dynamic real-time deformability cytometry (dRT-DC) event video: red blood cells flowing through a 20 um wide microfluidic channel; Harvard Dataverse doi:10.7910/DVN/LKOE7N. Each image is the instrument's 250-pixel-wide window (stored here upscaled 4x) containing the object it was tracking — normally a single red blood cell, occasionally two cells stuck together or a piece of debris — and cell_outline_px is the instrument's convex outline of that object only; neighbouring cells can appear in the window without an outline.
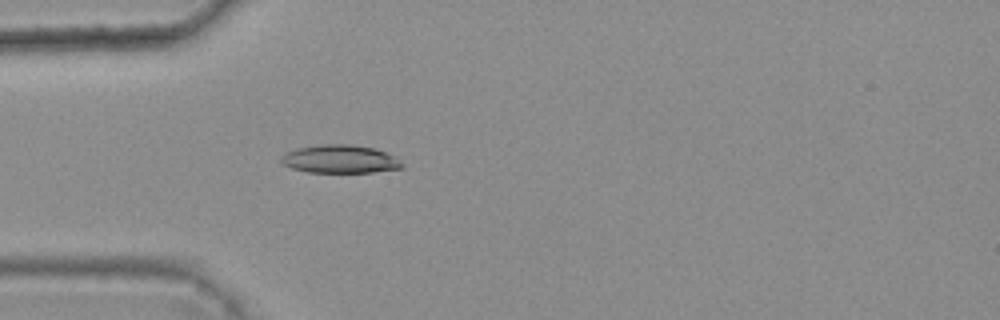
{"species": "common noctule bat (a hibernating species)", "species_latin": "Nyctalus noctula", "temperature_condition": "warm", "stored_images_in_passage": 5, "camera_frame_rate_fps": 3000, "um_per_image_px": 0.085, "animal": {"sex": "female", "body_mass_g": 25.1}, "frame": {"image": 1, "passage_image": 5, "time_ms": 1.333, "image_size_px": [1000, 320], "cell_outline_px": [[404, 168], [372, 172], [308, 172], [292, 168], [284, 164], [280, 160], [280, 156], [296, 148], [320, 144], [348, 144], [376, 148], [396, 156], [404, 164]], "centroid_in_image_um": [28.94, 13.51], "position_along_channel_um": 56.1, "area_um2": 20.0}}